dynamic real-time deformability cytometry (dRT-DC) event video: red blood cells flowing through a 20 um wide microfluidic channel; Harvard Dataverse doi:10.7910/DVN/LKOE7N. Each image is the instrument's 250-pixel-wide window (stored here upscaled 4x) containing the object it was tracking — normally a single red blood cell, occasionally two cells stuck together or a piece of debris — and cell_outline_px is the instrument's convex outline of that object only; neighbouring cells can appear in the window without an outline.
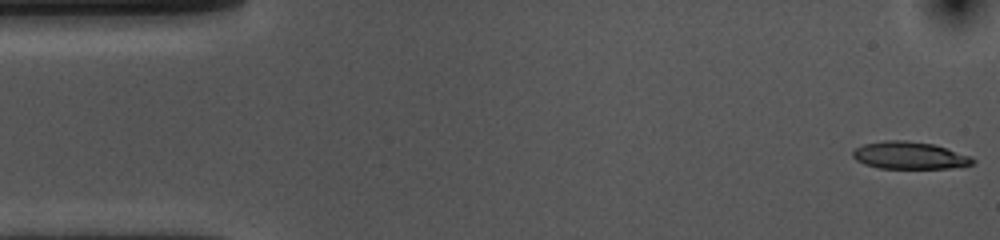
{"species": "common noctule bat (a hibernating species)", "species_latin": "Nyctalus noctula", "temperature_condition": "cold", "stored_images_in_passage": 22, "camera_frame_rate_fps": 3000, "um_per_image_px": 0.085, "animal": {"sex": "female", "body_mass_g": 10.0, "forearm_length_mm": 53.1}, "frame": {"image": 1, "passage_image": 1, "time_ms": 0.0, "image_size_px": [1000, 240], "cell_outline_px": [[976, 160], [972, 164], [948, 168], [880, 168], [864, 164], [856, 160], [852, 156], [852, 152], [856, 148], [864, 144], [884, 140], [904, 140], [932, 144], [972, 156]], "centroid_in_image_um": [77.29, 13.21], "position_along_channel_um": 7.7, "area_um2": 18.96}}
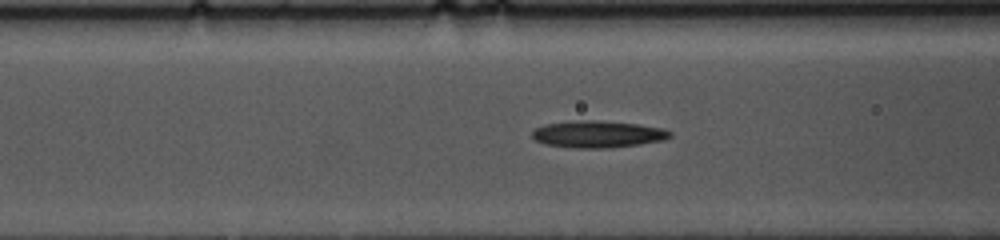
{"frame": {"image": 2, "passage_image": 19, "time_ms": 6.0, "image_size_px": [1000, 240], "cell_outline_px": [[672, 136], [664, 140], [640, 144], [608, 148], [576, 148], [548, 144], [536, 140], [532, 136], [532, 132], [536, 128], [544, 124], [572, 120], [596, 120], [636, 124], [664, 128], [672, 132]], "centroid_in_image_um": [50.84, 11.4], "position_along_channel_um": 115.8, "area_um2": 21.62}}
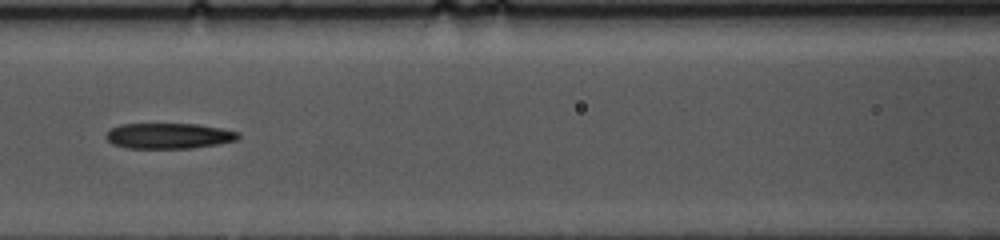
{"frame": {"image": 3, "passage_image": 22, "time_ms": 7.0, "image_size_px": [1000, 240], "cell_outline_px": [[240, 136], [236, 140], [216, 144], [192, 148], [124, 148], [112, 144], [104, 136], [112, 128], [120, 124], [196, 124], [220, 128], [240, 132]], "centroid_in_image_um": [14.32, 11.55], "position_along_channel_um": 152.3, "area_um2": 19.65}}